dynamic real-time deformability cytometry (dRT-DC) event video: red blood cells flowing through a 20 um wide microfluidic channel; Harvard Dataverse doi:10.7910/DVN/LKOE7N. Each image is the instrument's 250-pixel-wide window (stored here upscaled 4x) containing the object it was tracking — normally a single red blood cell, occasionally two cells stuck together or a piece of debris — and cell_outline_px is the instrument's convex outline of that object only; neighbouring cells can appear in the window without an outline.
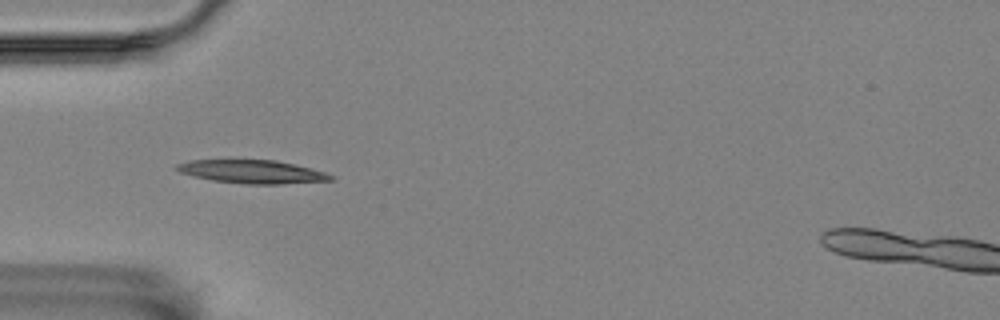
{"species": "Egyptian fruit bat (a non-hibernating species)", "species_latin": "Rousettus aegyptiacus", "temperature_condition": "room temperature", "stored_images_in_passage": 10, "camera_frame_rate_fps": 3000, "um_per_image_px": 0.085, "animal": {"sex": "female"}, "frame": {"image": 1, "passage_image": 5, "time_ms": 1.333, "image_size_px": [1000, 320], "cell_outline_px": [[336, 180], [280, 184], [244, 184], [212, 180], [180, 172], [172, 168], [176, 164], [188, 160], [276, 160], [312, 168], [336, 176]], "centroid_in_image_um": [21.47, 14.59], "position_along_channel_um": 63.5, "area_um2": 21.04}}
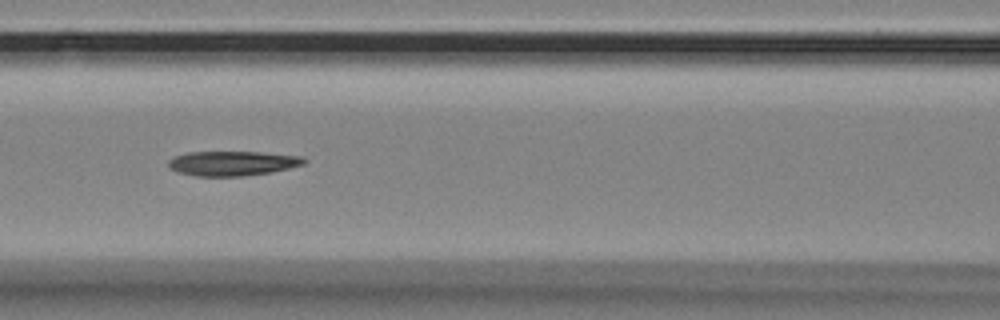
{"frame": {"image": 2, "passage_image": 7, "time_ms": 2.0, "image_size_px": [1000, 320], "cell_outline_px": [[308, 160], [304, 164], [288, 168], [268, 172], [240, 176], [196, 176], [176, 172], [168, 168], [168, 160], [176, 156], [188, 152], [260, 152], [304, 156]], "centroid_in_image_um": [19.74, 13.87], "position_along_channel_um": 146.9, "area_um2": 19.48}}
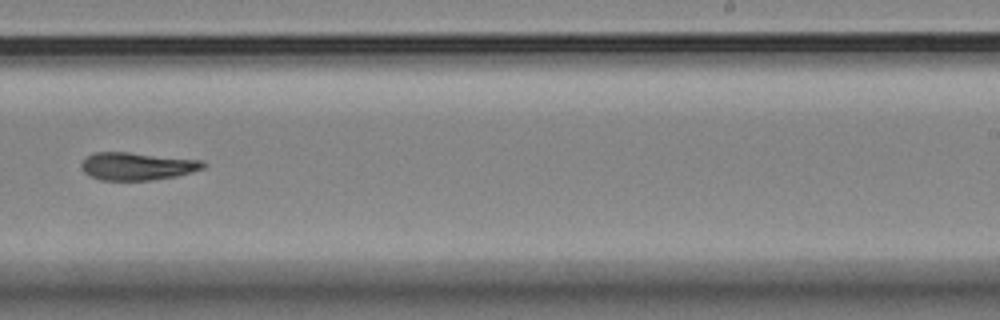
{"frame": {"image": 3, "passage_image": 10, "time_ms": 3.0, "image_size_px": [1000, 320], "cell_outline_px": [[204, 168], [176, 176], [152, 180], [100, 180], [88, 176], [80, 168], [80, 164], [88, 156], [96, 152], [128, 152], [204, 160]], "centroid_in_image_um": [11.63, 14.13], "position_along_channel_um": 277.4, "area_um2": 19.71}}